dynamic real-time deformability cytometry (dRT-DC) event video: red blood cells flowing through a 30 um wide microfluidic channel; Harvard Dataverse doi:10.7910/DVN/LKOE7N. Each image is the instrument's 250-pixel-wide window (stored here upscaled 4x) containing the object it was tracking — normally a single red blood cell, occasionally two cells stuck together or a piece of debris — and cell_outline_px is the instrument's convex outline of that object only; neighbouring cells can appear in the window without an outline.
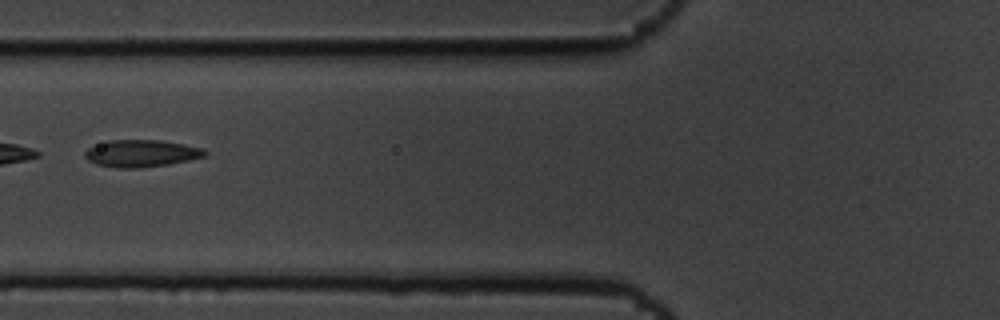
{"species": "common noctule bat (a hibernating species)", "species_latin": "Nyctalus noctula", "temperature_condition": "cold", "stored_images_in_passage": 6, "camera_frame_rate_fps": 3000, "um_per_image_px": 0.085, "animal": {"sex": "male", "body_mass_g": 19.5, "forearm_length_mm": 54.6}, "frame": {"image": 1, "passage_image": 6, "time_ms": 1.667, "image_size_px": [1000, 320], "cell_outline_px": [[208, 156], [168, 164], [140, 168], [120, 168], [96, 164], [88, 160], [84, 156], [84, 152], [88, 148], [108, 140], [160, 140], [184, 144], [204, 148], [208, 152]], "centroid_in_image_um": [12.04, 13.03], "position_along_channel_um": 113.8, "area_um2": 19.02}}